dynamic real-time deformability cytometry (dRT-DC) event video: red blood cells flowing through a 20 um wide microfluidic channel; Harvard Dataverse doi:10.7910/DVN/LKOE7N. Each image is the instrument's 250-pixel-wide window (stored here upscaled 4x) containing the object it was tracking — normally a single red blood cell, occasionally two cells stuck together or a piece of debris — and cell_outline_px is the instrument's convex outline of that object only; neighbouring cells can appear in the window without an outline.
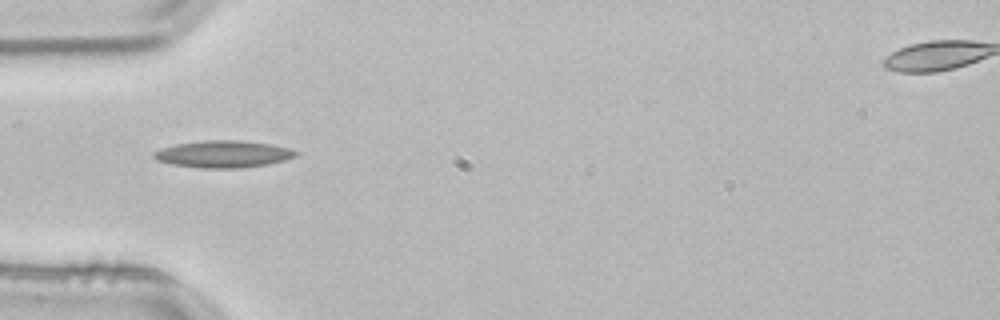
{"species": "common noctule bat (a hibernating species)", "species_latin": "Nyctalus noctula", "temperature_condition": "room temperature", "stored_images_in_passage": 1, "camera_frame_rate_fps": 3000, "um_per_image_px": 0.085, "animal": {"sex": "male", "body_mass_g": 21.5, "forearm_length_mm": 52.0}, "frame": {"image": 1, "passage_image": 1, "time_ms": 0.0, "image_size_px": [1000, 320], "cell_outline_px": [[300, 152], [296, 156], [284, 160], [268, 164], [240, 168], [204, 168], [172, 164], [156, 160], [152, 156], [152, 152], [160, 148], [176, 144], [204, 140], [240, 140], [272, 144], [288, 148]], "centroid_in_image_um": [18.96, 13.09], "position_along_channel_um": 66.0, "area_um2": 22.43}}